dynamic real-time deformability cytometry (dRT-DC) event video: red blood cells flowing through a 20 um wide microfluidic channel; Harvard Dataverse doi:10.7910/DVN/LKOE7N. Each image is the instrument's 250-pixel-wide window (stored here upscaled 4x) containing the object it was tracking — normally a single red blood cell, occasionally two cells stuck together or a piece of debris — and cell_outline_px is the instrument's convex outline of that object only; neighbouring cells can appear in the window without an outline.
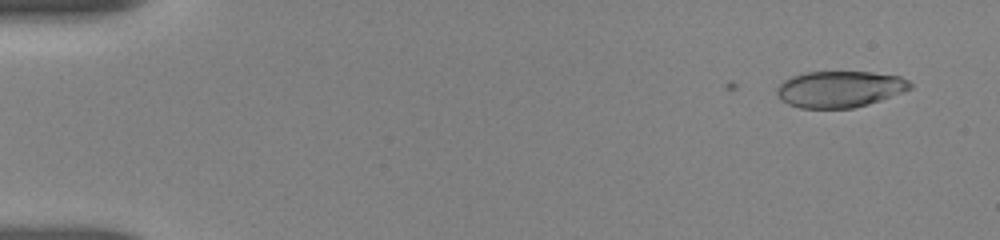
{"species": "human", "species_latin": "Homo sapiens", "temperature_condition": "room temperature", "stored_images_in_passage": 22, "camera_frame_rate_fps": 3000, "um_per_image_px": 0.085, "donor": {"sex": "female"}, "frame": {"image": 1, "passage_image": 4, "time_ms": 1.0, "image_size_px": [1000, 240], "cell_outline_px": [[912, 88], [880, 100], [868, 104], [852, 108], [800, 108], [788, 104], [776, 92], [780, 84], [784, 80], [792, 76], [804, 72], [872, 72], [900, 76], [908, 80], [912, 84]], "centroid_in_image_um": [71.39, 7.57], "position_along_channel_um": 13.6, "area_um2": 28.03}}
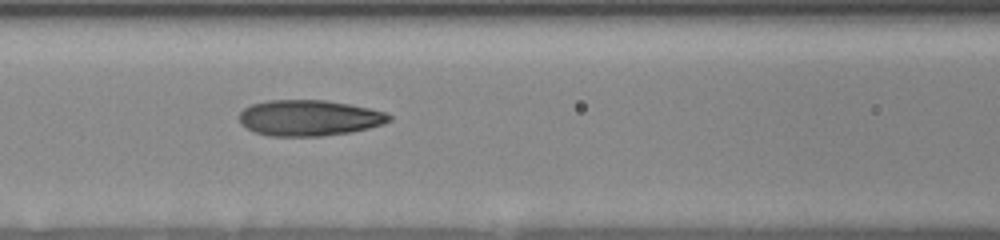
{"frame": {"image": 2, "passage_image": 20, "time_ms": 7.667, "image_size_px": [1000, 240], "cell_outline_px": [[392, 120], [384, 124], [352, 132], [320, 136], [268, 136], [256, 132], [240, 124], [240, 112], [244, 108], [252, 104], [268, 100], [324, 100], [348, 104], [388, 112], [392, 116]], "centroid_in_image_um": [26.31, 10.02], "position_along_channel_um": 140.3, "area_um2": 31.39}}
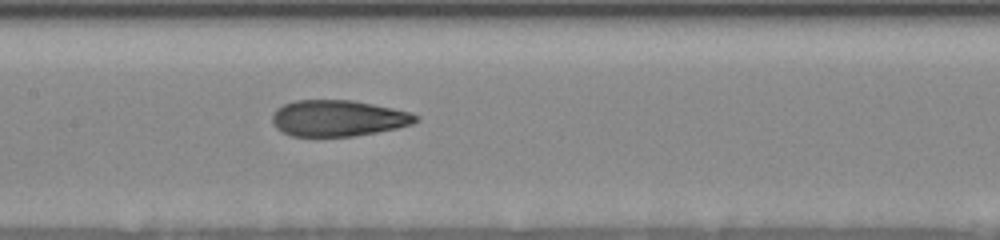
{"frame": {"image": 3, "passage_image": 22, "time_ms": 8.667, "image_size_px": [1000, 240], "cell_outline_px": [[420, 120], [412, 124], [396, 128], [376, 132], [352, 136], [292, 136], [276, 128], [272, 120], [272, 116], [276, 108], [284, 104], [296, 100], [352, 100], [412, 112], [420, 116]], "centroid_in_image_um": [28.76, 10.04], "position_along_channel_um": 178.6, "area_um2": 30.23}}